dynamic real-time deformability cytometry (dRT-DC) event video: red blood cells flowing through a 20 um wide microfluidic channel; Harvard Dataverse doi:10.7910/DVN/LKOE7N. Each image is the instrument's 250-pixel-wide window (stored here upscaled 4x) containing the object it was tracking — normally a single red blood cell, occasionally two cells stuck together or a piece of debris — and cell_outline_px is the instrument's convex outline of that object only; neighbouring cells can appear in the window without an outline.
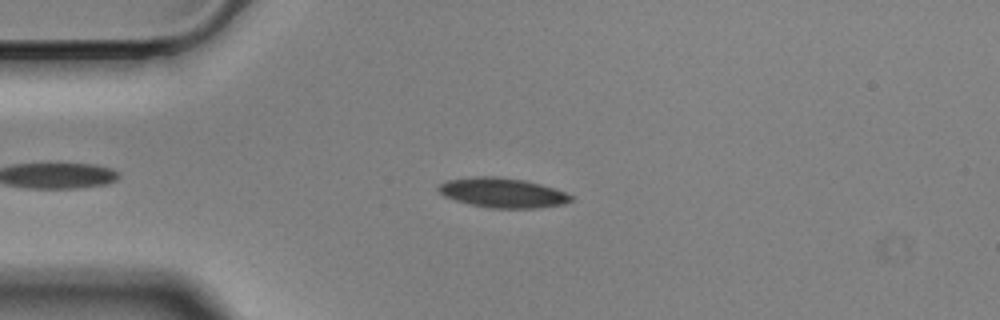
{"species": "Egyptian fruit bat (a non-hibernating species)", "species_latin": "Rousettus aegyptiacus", "temperature_condition": "cold", "stored_images_in_passage": 33, "camera_frame_rate_fps": 3000, "um_per_image_px": 0.085, "animal": {"sex": "male"}, "frame": {"image": 1, "passage_image": 9, "time_ms": 2.667, "image_size_px": [1000, 320], "cell_outline_px": [[572, 200], [564, 204], [540, 208], [488, 208], [468, 204], [444, 196], [436, 188], [440, 184], [448, 180], [476, 176], [496, 176], [524, 180], [540, 184], [564, 192], [572, 196]], "centroid_in_image_um": [42.7, 16.39], "position_along_channel_um": 42.3, "area_um2": 22.89}}
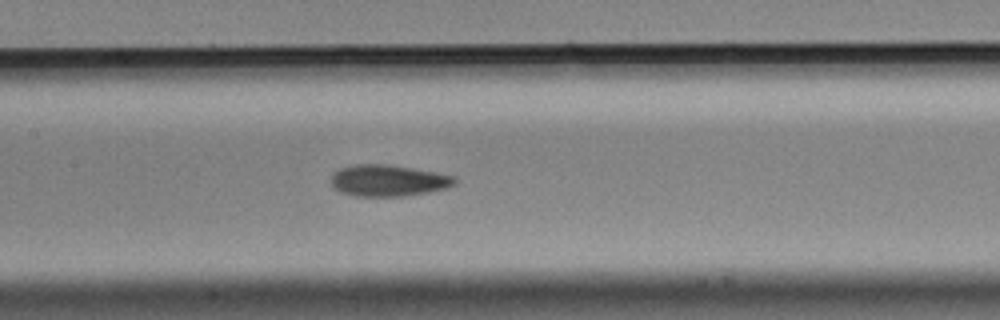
{"frame": {"image": 2, "passage_image": 22, "time_ms": 7.0, "image_size_px": [1000, 320], "cell_outline_px": [[456, 184], [448, 188], [428, 192], [404, 196], [356, 196], [340, 192], [332, 188], [332, 176], [340, 168], [356, 164], [384, 164], [436, 172], [456, 176]], "centroid_in_image_um": [33.02, 15.35], "position_along_channel_um": 174.4, "area_um2": 22.66}}
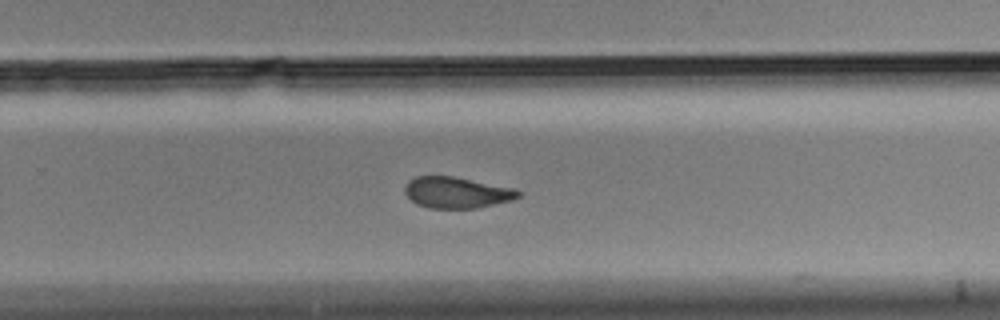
{"frame": {"image": 3, "passage_image": 32, "time_ms": 10.333, "image_size_px": [1000, 320], "cell_outline_px": [[520, 196], [512, 200], [476, 208], [428, 208], [416, 204], [404, 192], [404, 188], [408, 180], [416, 176], [452, 176], [516, 188], [520, 192]], "centroid_in_image_um": [38.81, 16.36], "position_along_channel_um": 291.0, "area_um2": 20.63}}